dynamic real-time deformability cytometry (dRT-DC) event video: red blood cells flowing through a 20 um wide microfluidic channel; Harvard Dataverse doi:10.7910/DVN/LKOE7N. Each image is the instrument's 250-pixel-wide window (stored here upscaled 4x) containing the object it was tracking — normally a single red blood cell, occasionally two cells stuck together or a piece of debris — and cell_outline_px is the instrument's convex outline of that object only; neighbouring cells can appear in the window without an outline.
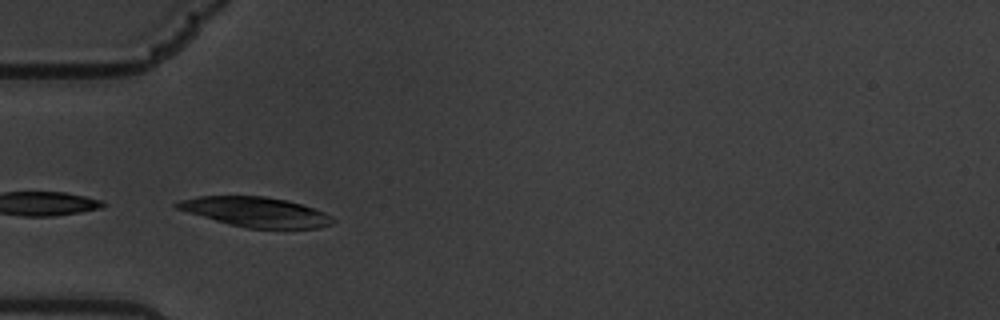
{"species": "common noctule bat (a hibernating species)", "species_latin": "Nyctalus noctula", "temperature_condition": "warm", "stored_images_in_passage": 44, "camera_frame_rate_fps": 3000, "um_per_image_px": 0.085, "animal": {"sex": "male", "body_mass_g": 19.5, "forearm_length_mm": 54.6}, "frame": {"image": 1, "passage_image": 3, "time_ms": 0.667, "image_size_px": [1000, 320], "cell_outline_px": [[336, 220], [332, 224], [320, 228], [248, 228], [216, 220], [188, 212], [176, 208], [172, 204], [180, 200], [200, 196], [264, 196], [284, 200], [300, 204], [324, 212], [332, 216]], "centroid_in_image_um": [21.76, 18.01], "position_along_channel_um": 63.2, "area_um2": 26.65}}
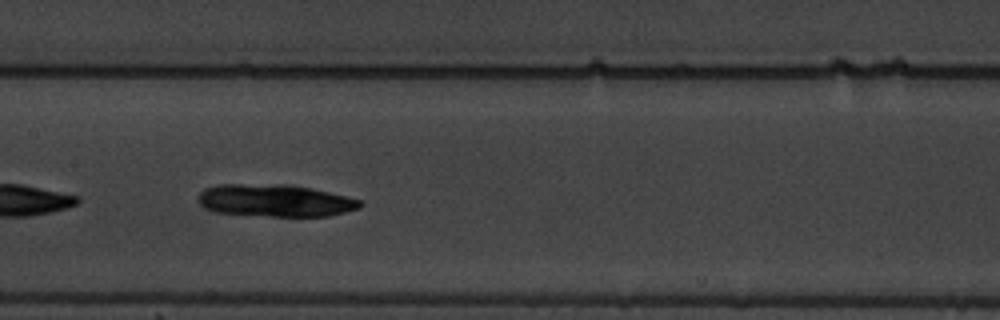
{"frame": {"image": 2, "passage_image": 14, "time_ms": 4.333, "image_size_px": [1000, 320], "cell_outline_px": [[364, 204], [360, 208], [328, 216], [272, 216], [216, 212], [204, 208], [196, 200], [196, 196], [204, 188], [216, 184], [288, 184], [312, 188], [360, 200]], "centroid_in_image_um": [23.33, 17.03], "position_along_channel_um": 184.1, "area_um2": 30.63}}
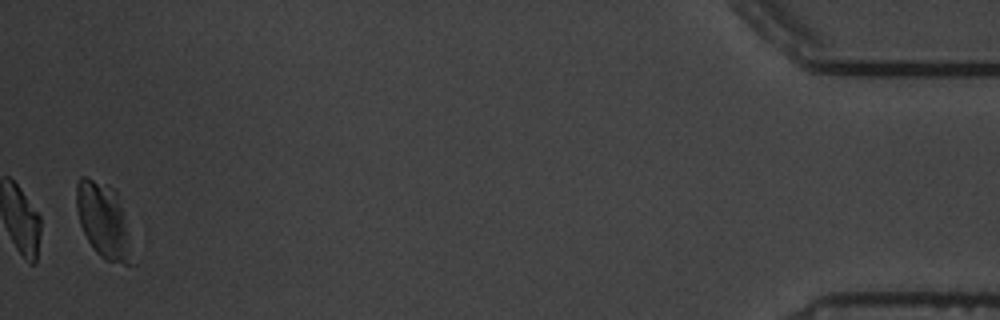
{"frame": {"image": 3, "passage_image": 43, "time_ms": 14.0, "image_size_px": [1000, 320], "cell_outline_px": [[140, 260], [136, 264], [124, 264], [104, 260], [92, 248], [80, 224], [76, 208], [76, 184], [80, 176], [88, 176], [108, 184], [116, 192]], "centroid_in_image_um": [8.89, 18.83], "position_along_channel_um": 426.3, "area_um2": 25.61}}